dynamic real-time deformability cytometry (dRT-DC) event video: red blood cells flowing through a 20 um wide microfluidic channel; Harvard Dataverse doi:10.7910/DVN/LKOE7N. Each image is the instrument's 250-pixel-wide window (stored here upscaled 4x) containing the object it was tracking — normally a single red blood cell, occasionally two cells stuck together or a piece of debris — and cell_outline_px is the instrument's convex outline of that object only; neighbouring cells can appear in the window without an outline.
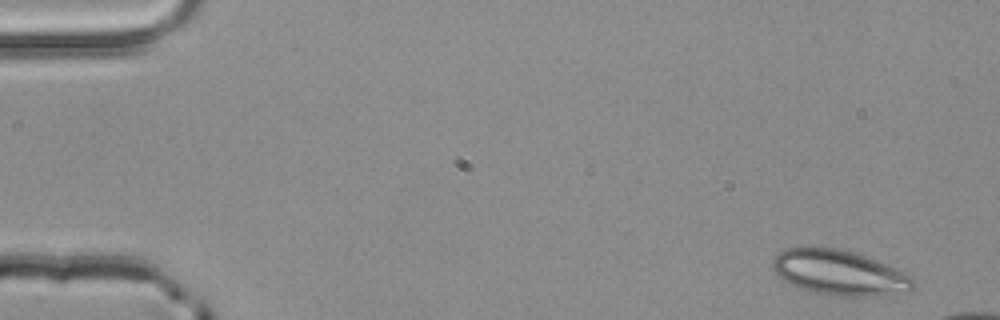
{"species": "common noctule bat (a hibernating species)", "species_latin": "Nyctalus noctula", "temperature_condition": "room temperature", "stored_images_in_passage": 4, "camera_frame_rate_fps": 3000, "um_per_image_px": 0.085, "animal": {"sex": "male", "body_mass_g": 20.4}, "frame": {"image": 1, "passage_image": 1, "time_ms": 0.0, "image_size_px": [1000, 320], "cell_outline_px": [[916, 284], [908, 292], [876, 296], [840, 296], [816, 292], [800, 288], [788, 284], [776, 276], [772, 268], [772, 260], [784, 248], [836, 248], [856, 252], [904, 272], [912, 276], [916, 280]], "centroid_in_image_um": [71.35, 23.19], "position_along_channel_um": 13.7, "area_um2": 36.99}}